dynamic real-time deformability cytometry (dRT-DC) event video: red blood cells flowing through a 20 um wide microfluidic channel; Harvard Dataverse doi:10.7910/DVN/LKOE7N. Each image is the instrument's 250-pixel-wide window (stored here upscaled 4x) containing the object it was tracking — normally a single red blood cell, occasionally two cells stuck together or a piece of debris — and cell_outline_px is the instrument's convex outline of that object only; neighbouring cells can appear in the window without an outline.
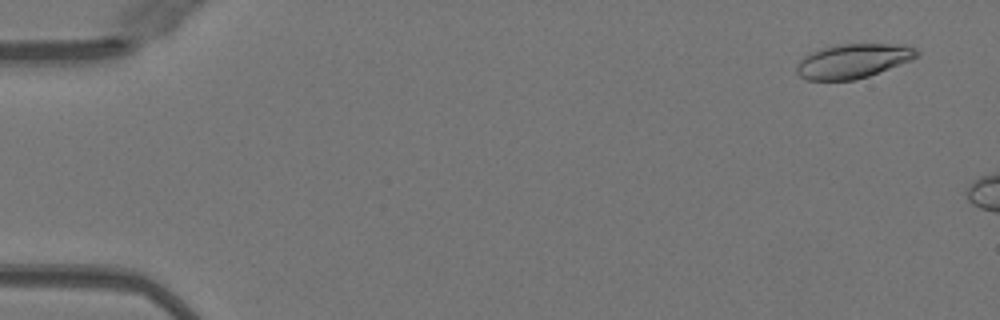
{"species": "Egyptian fruit bat (a non-hibernating species)", "species_latin": "Rousettus aegyptiacus", "temperature_condition": "warm", "stored_images_in_passage": 7, "camera_frame_rate_fps": 3000, "um_per_image_px": 0.085, "animal": {"sex": "female"}, "frame": {"image": 1, "passage_image": 3, "time_ms": 0.667, "image_size_px": [1000, 320], "cell_outline_px": [[920, 56], [912, 60], [868, 76], [856, 80], [808, 80], [800, 76], [796, 72], [796, 68], [800, 60], [804, 56], [820, 48], [836, 44], [892, 44], [916, 48], [920, 52]], "centroid_in_image_um": [72.51, 5.18], "position_along_channel_um": 12.5, "area_um2": 24.04}}